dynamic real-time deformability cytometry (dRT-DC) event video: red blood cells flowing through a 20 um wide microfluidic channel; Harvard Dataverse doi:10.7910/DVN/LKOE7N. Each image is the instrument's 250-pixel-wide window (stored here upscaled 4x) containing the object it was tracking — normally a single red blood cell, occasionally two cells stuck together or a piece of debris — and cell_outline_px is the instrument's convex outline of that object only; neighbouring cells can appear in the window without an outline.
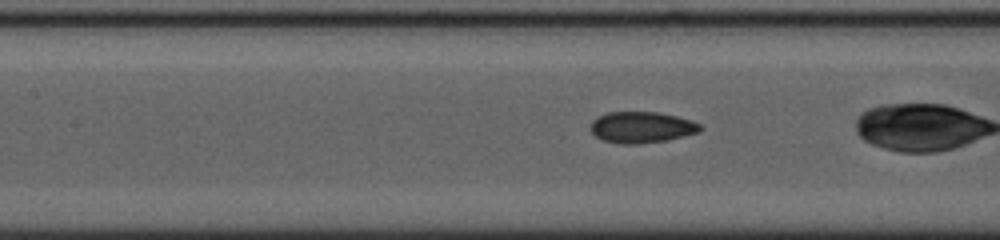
{"species": "common noctule bat (a hibernating species)", "species_latin": "Nyctalus noctula", "temperature_condition": "cold", "stored_images_in_passage": 25, "camera_frame_rate_fps": 3000, "um_per_image_px": 0.085, "animal": {"sex": "female", "body_mass_g": 23.0, "forearm_length_mm": 53.4}, "frame": {"image": 1, "passage_image": 20, "time_ms": 6.333, "image_size_px": [1000, 240], "cell_outline_px": [[704, 128], [700, 132], [668, 140], [636, 144], [620, 144], [604, 140], [596, 136], [592, 132], [592, 120], [596, 116], [608, 112], [660, 112], [692, 120], [700, 124]], "centroid_in_image_um": [54.57, 10.81], "position_along_channel_um": 152.8, "area_um2": 20.06}}